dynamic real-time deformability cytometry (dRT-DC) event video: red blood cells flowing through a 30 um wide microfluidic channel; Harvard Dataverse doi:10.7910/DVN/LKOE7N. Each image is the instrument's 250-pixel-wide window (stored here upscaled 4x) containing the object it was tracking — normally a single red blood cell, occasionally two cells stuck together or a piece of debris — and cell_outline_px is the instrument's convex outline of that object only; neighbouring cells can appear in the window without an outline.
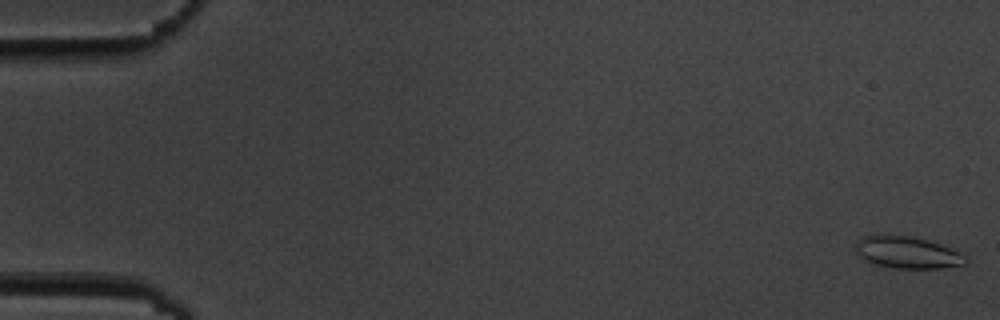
{"species": "common noctule bat (a hibernating species)", "species_latin": "Nyctalus noctula", "temperature_condition": "cold", "stored_images_in_passage": 5, "camera_frame_rate_fps": 3000, "um_per_image_px": 0.085, "animal": {"sex": "male", "body_mass_g": 19.5, "forearm_length_mm": 54.6}, "frame": {"image": 1, "passage_image": 1, "time_ms": 0.0, "image_size_px": [1000, 320], "cell_outline_px": [[968, 260], [964, 264], [940, 268], [892, 268], [872, 264], [856, 256], [856, 240], [864, 236], [880, 232], [884, 232], [912, 236], [940, 244], [964, 256]], "centroid_in_image_um": [76.98, 21.42], "position_along_channel_um": 8.0, "area_um2": 20.92}}
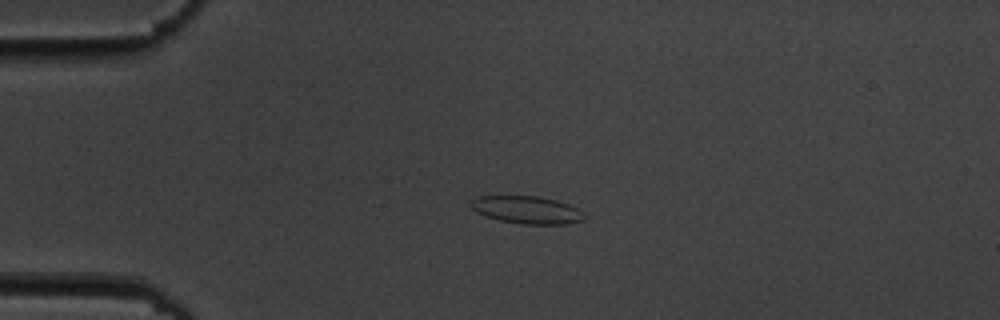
{"frame": {"image": 2, "passage_image": 4, "time_ms": 4.333, "image_size_px": [1000, 320], "cell_outline_px": [[588, 216], [584, 220], [564, 224], [520, 224], [500, 220], [484, 216], [476, 212], [468, 204], [476, 196], [540, 196], [556, 200], [568, 204], [584, 212]], "centroid_in_image_um": [44.78, 17.84], "position_along_channel_um": 40.2, "area_um2": 18.44}}